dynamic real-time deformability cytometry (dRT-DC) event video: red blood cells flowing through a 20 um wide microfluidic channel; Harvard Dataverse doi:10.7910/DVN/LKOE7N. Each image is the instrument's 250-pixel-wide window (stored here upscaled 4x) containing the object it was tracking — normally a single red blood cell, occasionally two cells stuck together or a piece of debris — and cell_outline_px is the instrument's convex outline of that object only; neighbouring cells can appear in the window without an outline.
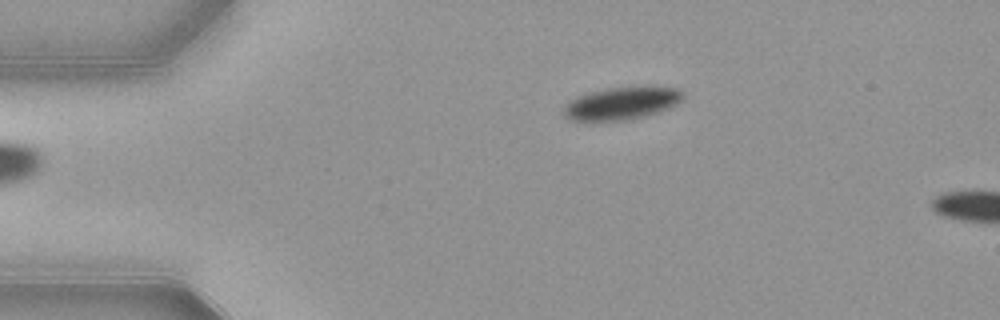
{"species": "common noctule bat (a hibernating species)", "species_latin": "Nyctalus noctula", "temperature_condition": "warm", "stored_images_in_passage": 4, "camera_frame_rate_fps": 3000, "um_per_image_px": 0.085, "animal": {"sex": "female", "body_mass_g": 21.9}, "frame": {"image": 1, "passage_image": 1, "time_ms": 0.0, "image_size_px": [1000, 320], "cell_outline_px": [[684, 96], [676, 104], [668, 108], [644, 116], [628, 120], [588, 124], [568, 120], [564, 116], [564, 108], [568, 100], [576, 96], [608, 88], [644, 84], [648, 84], [680, 88], [684, 92]], "centroid_in_image_um": [52.81, 8.79], "position_along_channel_um": 32.2, "area_um2": 24.04}}